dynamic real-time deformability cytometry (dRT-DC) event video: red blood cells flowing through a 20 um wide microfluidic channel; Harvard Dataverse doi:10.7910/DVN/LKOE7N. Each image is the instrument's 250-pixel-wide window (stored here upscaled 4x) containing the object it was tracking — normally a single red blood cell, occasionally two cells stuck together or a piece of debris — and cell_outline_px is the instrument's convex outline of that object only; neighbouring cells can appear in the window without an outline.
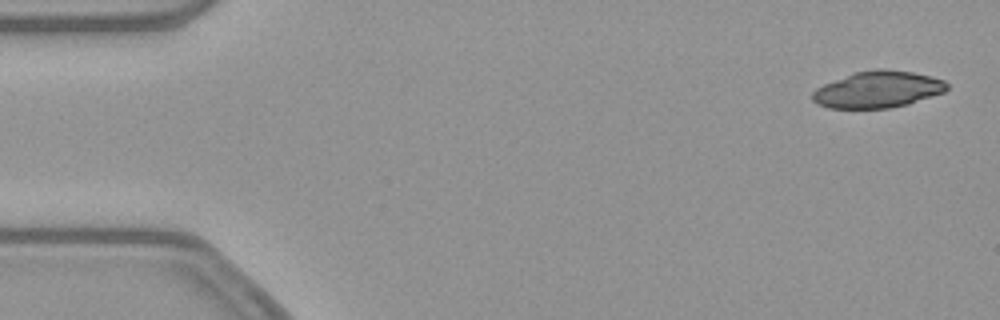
{"species": "common noctule bat (a hibernating species)", "species_latin": "Nyctalus noctula", "temperature_condition": "warm", "stored_images_in_passage": 52, "camera_frame_rate_fps": 3000, "um_per_image_px": 0.085, "animal": {"sex": "female", "body_mass_g": 21.9}, "frame": {"image": 1, "passage_image": 2, "time_ms": 0.333, "image_size_px": [1000, 320], "cell_outline_px": [[948, 88], [944, 92], [908, 104], [888, 108], [828, 108], [816, 104], [812, 100], [812, 92], [816, 88], [824, 84], [856, 72], [876, 68], [884, 68], [912, 72], [944, 80], [948, 84]], "centroid_in_image_um": [74.6, 7.61], "position_along_channel_um": 10.4, "area_um2": 28.61}}